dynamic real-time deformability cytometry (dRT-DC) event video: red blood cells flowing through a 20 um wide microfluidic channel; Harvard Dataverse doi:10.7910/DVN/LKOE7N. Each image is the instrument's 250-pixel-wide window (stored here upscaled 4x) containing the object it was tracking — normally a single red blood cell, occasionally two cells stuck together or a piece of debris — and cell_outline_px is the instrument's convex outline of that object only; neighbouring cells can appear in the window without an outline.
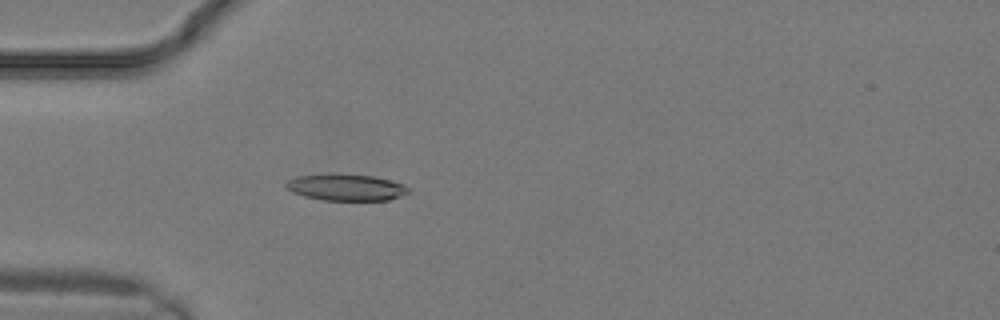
{"species": "common noctule bat (a hibernating species)", "species_latin": "Nyctalus noctula", "temperature_condition": "warm", "stored_images_in_passage": 8, "camera_frame_rate_fps": 3000, "um_per_image_px": 0.085, "animal": {"sex": "male", "body_mass_g": 19.2, "forearm_length_mm": 51.8}, "frame": {"image": 1, "passage_image": 3, "time_ms": 0.667, "image_size_px": [1000, 320], "cell_outline_px": [[412, 192], [388, 200], [324, 200], [304, 196], [292, 192], [284, 184], [288, 180], [296, 176], [328, 172], [340, 172], [372, 176], [404, 184]], "centroid_in_image_um": [29.39, 15.89], "position_along_channel_um": 55.6, "area_um2": 19.36}}
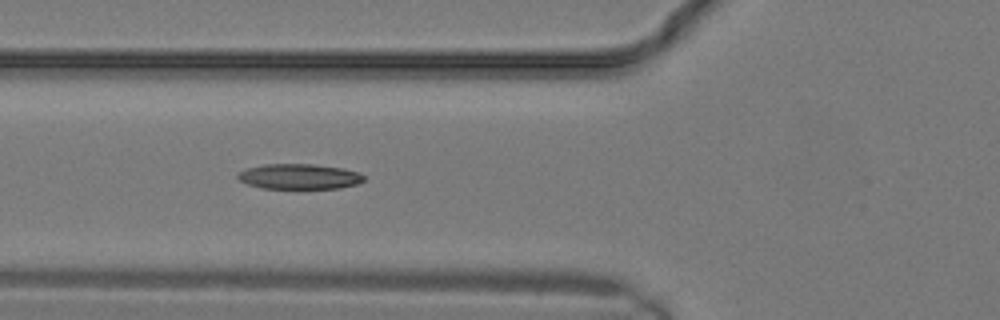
{"frame": {"image": 2, "passage_image": 5, "time_ms": 1.333, "image_size_px": [1000, 320], "cell_outline_px": [[364, 180], [356, 184], [340, 188], [260, 188], [248, 184], [240, 180], [236, 176], [244, 168], [264, 164], [316, 164], [340, 168], [360, 172], [364, 176]], "centroid_in_image_um": [25.42, 14.99], "position_along_channel_um": 100.4, "area_um2": 18.55}}
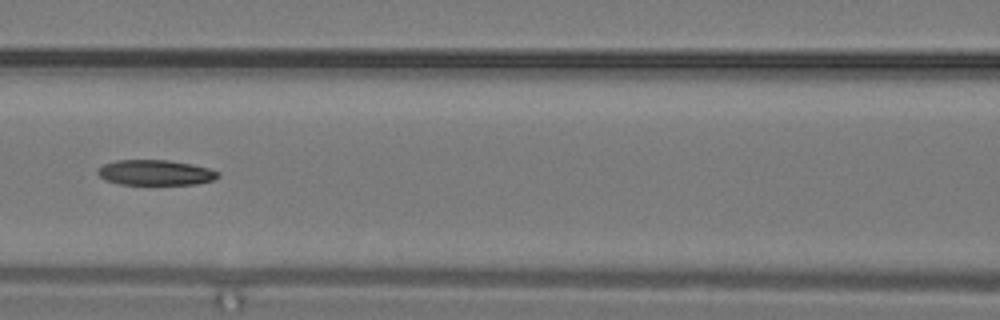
{"frame": {"image": 3, "passage_image": 7, "time_ms": 2.0, "image_size_px": [1000, 320], "cell_outline_px": [[220, 176], [212, 180], [196, 184], [120, 184], [104, 180], [96, 172], [104, 164], [116, 160], [168, 160], [192, 164], [208, 168], [220, 172]], "centroid_in_image_um": [13.21, 14.67], "position_along_channel_um": 153.4, "area_um2": 17.69}}